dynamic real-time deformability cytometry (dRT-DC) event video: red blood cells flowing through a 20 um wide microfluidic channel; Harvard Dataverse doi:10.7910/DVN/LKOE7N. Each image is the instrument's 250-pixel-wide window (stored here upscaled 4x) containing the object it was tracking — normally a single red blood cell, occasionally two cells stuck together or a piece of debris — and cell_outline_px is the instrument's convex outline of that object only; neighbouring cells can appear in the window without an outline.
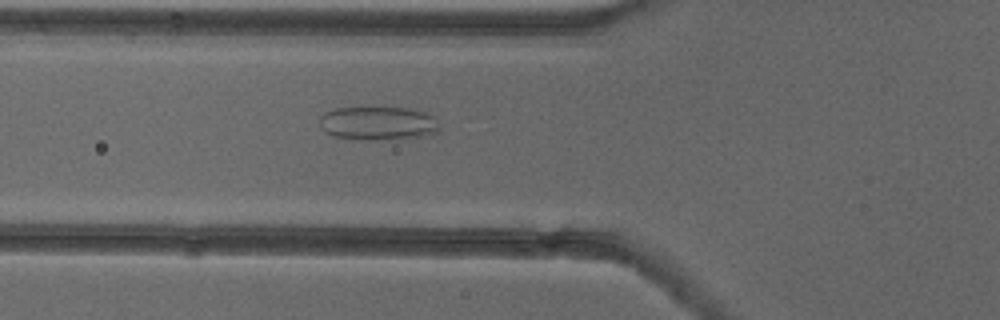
{"species": "common noctule bat (a hibernating species)", "species_latin": "Nyctalus noctula", "temperature_condition": "cold", "stored_images_in_passage": 42, "camera_frame_rate_fps": 3000, "um_per_image_px": 0.085, "animal": {"sex": "female"}, "frame": {"image": 1, "passage_image": 9, "time_ms": 2.667, "image_size_px": [1000, 320], "cell_outline_px": [[440, 132], [396, 140], [372, 140], [336, 136], [328, 132], [320, 124], [320, 116], [324, 112], [336, 108], [408, 108], [424, 112], [432, 116], [440, 128]], "centroid_in_image_um": [32.16, 10.48], "position_along_channel_um": 93.6, "area_um2": 23.18}}
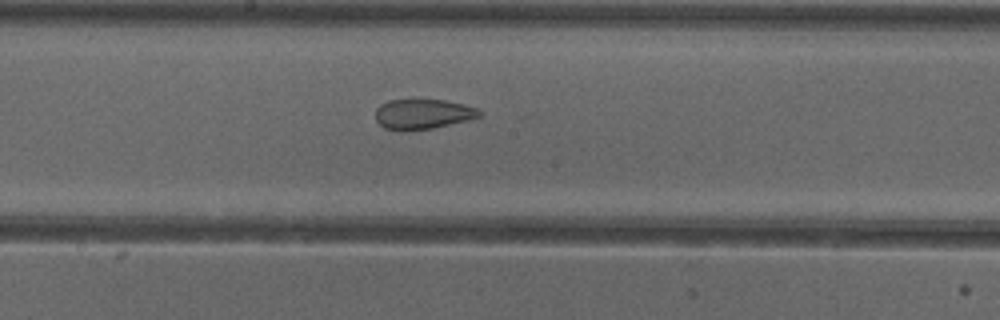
{"frame": {"image": 2, "passage_image": 18, "time_ms": 5.667, "image_size_px": [1000, 320], "cell_outline_px": [[484, 112], [480, 116], [468, 120], [432, 128], [404, 132], [400, 132], [384, 128], [376, 120], [376, 108], [380, 104], [388, 100], [416, 96], [444, 100], [464, 104], [476, 108]], "centroid_in_image_um": [35.9, 9.65], "position_along_channel_um": 212.3, "area_um2": 19.19}}
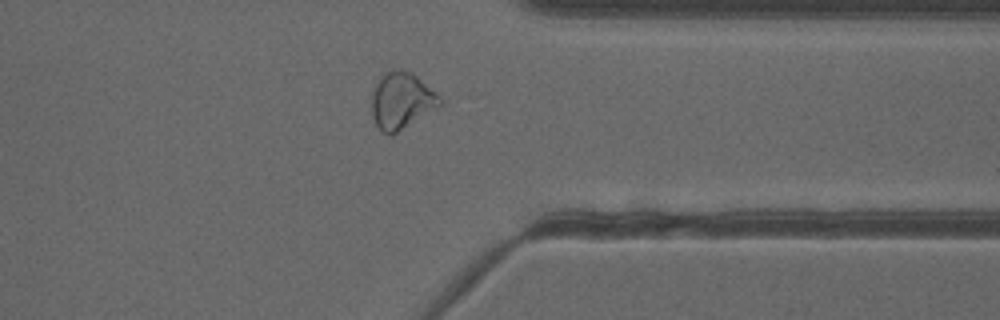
{"frame": {"image": 3, "passage_image": 31, "time_ms": 10.0, "image_size_px": [1000, 320], "cell_outline_px": [[444, 104], [392, 136], [384, 132], [376, 124], [372, 116], [372, 92], [380, 72], [392, 68], [412, 72], [436, 92], [444, 100]], "centroid_in_image_um": [34.14, 8.53], "position_along_channel_um": 377.3, "area_um2": 23.0}, "authors_computed_cell_mechanics": {"area_um2": 22.2819, "velocity_mm_per_s": 3.9097, "shape_relaxation_time_tau1_ms": null, "shape_relaxation_time_tau2_ms": 1.9687, "deformation_change_tau1": null, "deformation_change_tau2": 0.0916}}